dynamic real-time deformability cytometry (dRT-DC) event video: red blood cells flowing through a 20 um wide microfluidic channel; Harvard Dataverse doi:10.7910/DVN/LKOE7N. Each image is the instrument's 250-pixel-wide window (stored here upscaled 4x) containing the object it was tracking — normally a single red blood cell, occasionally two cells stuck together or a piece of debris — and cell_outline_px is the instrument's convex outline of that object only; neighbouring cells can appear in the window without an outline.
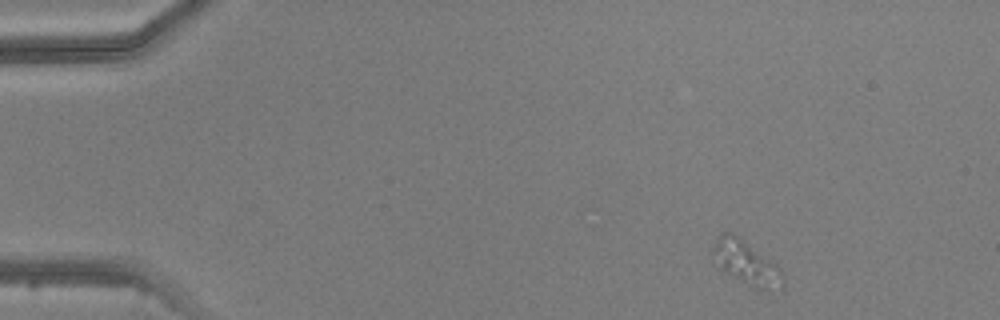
{"species": "common noctule bat (a hibernating species)", "species_latin": "Nyctalus noctula", "temperature_condition": "warm", "stored_images_in_passage": 4, "camera_frame_rate_fps": 3000, "um_per_image_px": 0.085, "animal": {"sex": "male", "body_mass_g": 20.5, "forearm_length_mm": 52.5}, "frame": {"image": 1, "passage_image": 1, "time_ms": 0.0, "image_size_px": [1000, 320], "cell_outline_px": [[780, 272], [768, 292], [752, 288], [720, 268], [712, 252], [716, 240], [720, 232], [732, 232], [776, 264], [780, 268]], "centroid_in_image_um": [63.3, 22.27], "position_along_channel_um": 21.7, "area_um2": 16.7}}